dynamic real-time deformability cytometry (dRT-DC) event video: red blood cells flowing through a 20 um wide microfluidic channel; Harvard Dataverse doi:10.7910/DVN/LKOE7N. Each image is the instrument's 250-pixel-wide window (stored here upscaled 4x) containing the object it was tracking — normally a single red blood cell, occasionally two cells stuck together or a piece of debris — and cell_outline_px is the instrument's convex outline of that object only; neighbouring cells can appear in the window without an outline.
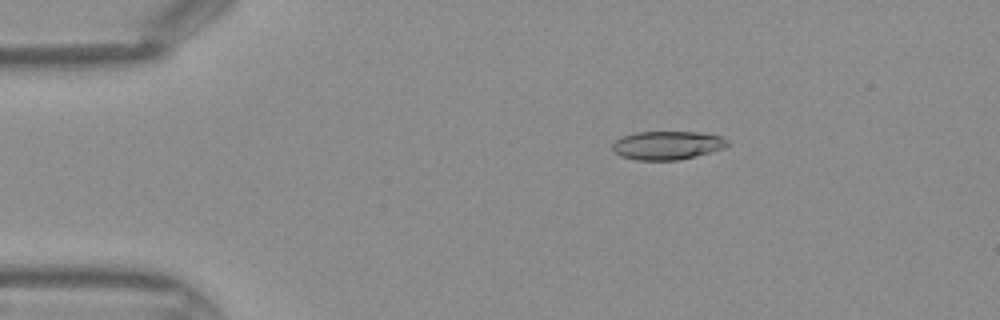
{"species": "Egyptian fruit bat (a non-hibernating species)", "species_latin": "Rousettus aegyptiacus", "temperature_condition": "warm", "stored_images_in_passage": 44, "camera_frame_rate_fps": 3000, "um_per_image_px": 0.085, "frame": {"image": 1, "passage_image": 8, "time_ms": 2.333, "image_size_px": [1000, 320], "cell_outline_px": [[728, 144], [724, 148], [696, 156], [680, 160], [636, 160], [620, 156], [612, 152], [612, 144], [620, 136], [636, 132], [696, 132], [720, 136], [728, 140]], "centroid_in_image_um": [56.66, 12.35], "position_along_channel_um": 28.3, "area_um2": 19.25}}
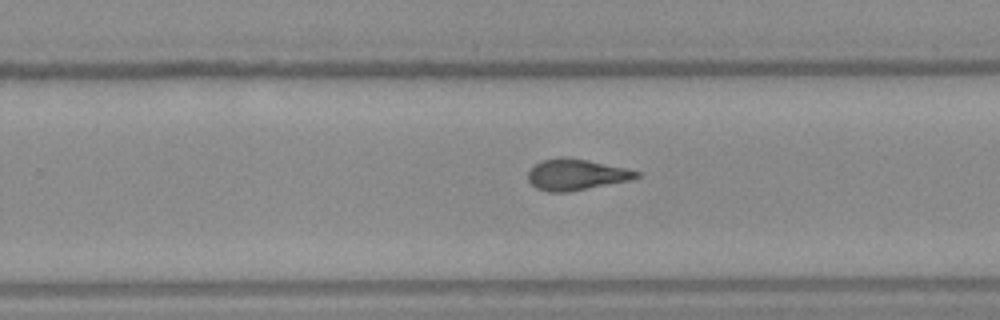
{"frame": {"image": 2, "passage_image": 28, "time_ms": 9.0, "image_size_px": [1000, 320], "cell_outline_px": [[640, 176], [628, 180], [568, 192], [548, 192], [536, 188], [528, 180], [528, 172], [536, 164], [544, 160], [588, 160], [624, 168], [640, 172]], "centroid_in_image_um": [48.97, 14.89], "position_along_channel_um": 280.8, "area_um2": 18.67}}
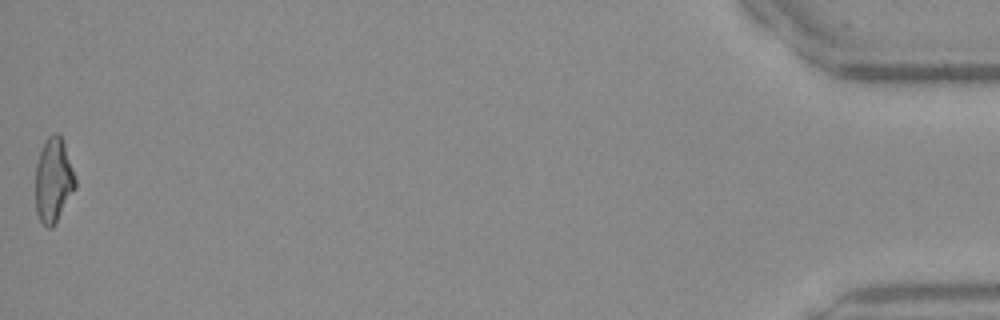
{"frame": {"image": 3, "passage_image": 44, "time_ms": 14.333, "image_size_px": [1000, 320], "cell_outline_px": [[76, 188], [52, 228], [48, 228], [40, 220], [36, 212], [36, 164], [40, 152], [48, 136], [56, 132], [60, 136], [64, 144], [76, 180]], "centroid_in_image_um": [4.54, 15.34], "position_along_channel_um": 430.7, "area_um2": 19.25}}